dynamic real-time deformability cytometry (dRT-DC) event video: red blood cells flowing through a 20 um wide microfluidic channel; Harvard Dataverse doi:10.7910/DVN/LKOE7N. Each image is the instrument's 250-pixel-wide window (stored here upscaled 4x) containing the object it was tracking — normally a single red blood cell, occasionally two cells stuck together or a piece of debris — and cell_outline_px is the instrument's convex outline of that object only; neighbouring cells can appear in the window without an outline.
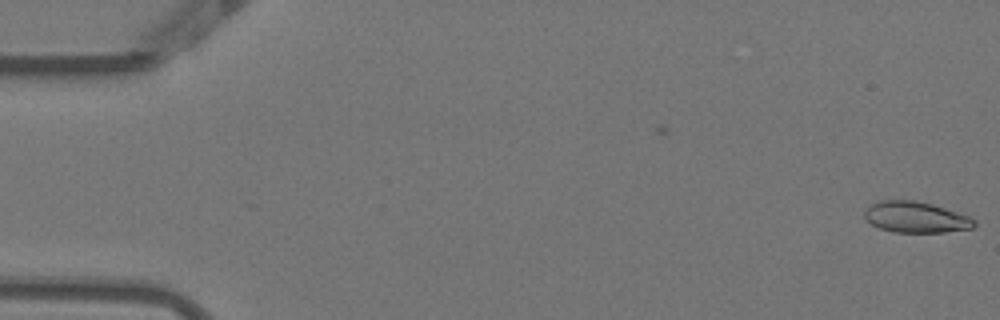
{"species": "Egyptian fruit bat (a non-hibernating species)", "species_latin": "Rousettus aegyptiacus", "temperature_condition": "warm", "stored_images_in_passage": 5, "camera_frame_rate_fps": 3000, "um_per_image_px": 0.085, "animal": {"sex": "female"}, "frame": {"image": 1, "passage_image": 5, "time_ms": 1.333, "image_size_px": [1000, 320], "cell_outline_px": [[976, 224], [972, 228], [944, 232], [892, 232], [880, 228], [872, 224], [864, 216], [864, 208], [880, 200], [916, 200], [932, 204], [968, 216], [976, 220]], "centroid_in_image_um": [77.82, 18.45], "position_along_channel_um": 7.2, "area_um2": 19.77}}